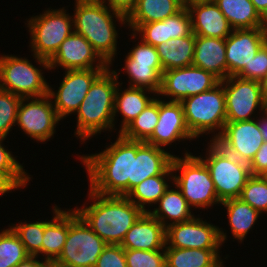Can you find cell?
I'll use <instances>...</instances> for the list:
<instances>
[{"label": "cell", "mask_w": 267, "mask_h": 267, "mask_svg": "<svg viewBox=\"0 0 267 267\" xmlns=\"http://www.w3.org/2000/svg\"><path fill=\"white\" fill-rule=\"evenodd\" d=\"M136 151L137 141L119 134L117 140L103 152L82 156L90 178V189L105 196H126L132 189Z\"/></svg>", "instance_id": "1"}, {"label": "cell", "mask_w": 267, "mask_h": 267, "mask_svg": "<svg viewBox=\"0 0 267 267\" xmlns=\"http://www.w3.org/2000/svg\"><path fill=\"white\" fill-rule=\"evenodd\" d=\"M89 195L94 202L75 209L78 215L107 244L121 245L128 230L144 212L126 196H105L91 189Z\"/></svg>", "instance_id": "2"}, {"label": "cell", "mask_w": 267, "mask_h": 267, "mask_svg": "<svg viewBox=\"0 0 267 267\" xmlns=\"http://www.w3.org/2000/svg\"><path fill=\"white\" fill-rule=\"evenodd\" d=\"M75 6L74 32L82 35L107 65L111 64L118 37L112 18L115 15L125 24L126 17L109 9L102 0H76Z\"/></svg>", "instance_id": "3"}, {"label": "cell", "mask_w": 267, "mask_h": 267, "mask_svg": "<svg viewBox=\"0 0 267 267\" xmlns=\"http://www.w3.org/2000/svg\"><path fill=\"white\" fill-rule=\"evenodd\" d=\"M109 66L95 79L77 112L76 135L83 141L114 127V101L119 74Z\"/></svg>", "instance_id": "4"}, {"label": "cell", "mask_w": 267, "mask_h": 267, "mask_svg": "<svg viewBox=\"0 0 267 267\" xmlns=\"http://www.w3.org/2000/svg\"><path fill=\"white\" fill-rule=\"evenodd\" d=\"M180 103L186 125L195 138L202 133L220 129L211 142L222 133L227 119L226 97L221 82L210 90L185 98Z\"/></svg>", "instance_id": "5"}, {"label": "cell", "mask_w": 267, "mask_h": 267, "mask_svg": "<svg viewBox=\"0 0 267 267\" xmlns=\"http://www.w3.org/2000/svg\"><path fill=\"white\" fill-rule=\"evenodd\" d=\"M172 171H181V175H172V180L181 191L189 206L206 208L221 203L209 170L205 163L193 155L185 153V157L173 156Z\"/></svg>", "instance_id": "6"}, {"label": "cell", "mask_w": 267, "mask_h": 267, "mask_svg": "<svg viewBox=\"0 0 267 267\" xmlns=\"http://www.w3.org/2000/svg\"><path fill=\"white\" fill-rule=\"evenodd\" d=\"M208 157H199L209 170L220 202L239 198L242 189L252 176L249 163L237 159L212 141Z\"/></svg>", "instance_id": "7"}, {"label": "cell", "mask_w": 267, "mask_h": 267, "mask_svg": "<svg viewBox=\"0 0 267 267\" xmlns=\"http://www.w3.org/2000/svg\"><path fill=\"white\" fill-rule=\"evenodd\" d=\"M66 14V10H48L40 16L31 18L28 22L31 33V48L34 57L40 65L49 67V60L59 49L60 44L72 31L73 18ZM72 21V22H71Z\"/></svg>", "instance_id": "8"}, {"label": "cell", "mask_w": 267, "mask_h": 267, "mask_svg": "<svg viewBox=\"0 0 267 267\" xmlns=\"http://www.w3.org/2000/svg\"><path fill=\"white\" fill-rule=\"evenodd\" d=\"M41 69L28 59L16 56L0 57V89L14 93L21 98L41 97L48 94L49 85Z\"/></svg>", "instance_id": "9"}, {"label": "cell", "mask_w": 267, "mask_h": 267, "mask_svg": "<svg viewBox=\"0 0 267 267\" xmlns=\"http://www.w3.org/2000/svg\"><path fill=\"white\" fill-rule=\"evenodd\" d=\"M108 244L78 216L68 228L57 263L68 267H94Z\"/></svg>", "instance_id": "10"}, {"label": "cell", "mask_w": 267, "mask_h": 267, "mask_svg": "<svg viewBox=\"0 0 267 267\" xmlns=\"http://www.w3.org/2000/svg\"><path fill=\"white\" fill-rule=\"evenodd\" d=\"M95 69L67 70L57 93L49 88L48 95L54 98L53 106L60 119L76 113L95 79L109 66L99 61Z\"/></svg>", "instance_id": "11"}, {"label": "cell", "mask_w": 267, "mask_h": 267, "mask_svg": "<svg viewBox=\"0 0 267 267\" xmlns=\"http://www.w3.org/2000/svg\"><path fill=\"white\" fill-rule=\"evenodd\" d=\"M226 234L218 227L208 224L200 218L168 224L166 227L165 247L180 249H219Z\"/></svg>", "instance_id": "12"}, {"label": "cell", "mask_w": 267, "mask_h": 267, "mask_svg": "<svg viewBox=\"0 0 267 267\" xmlns=\"http://www.w3.org/2000/svg\"><path fill=\"white\" fill-rule=\"evenodd\" d=\"M219 82L212 73L190 65L164 71L159 95L171 96L173 99L170 101L181 102L187 97L212 89Z\"/></svg>", "instance_id": "13"}, {"label": "cell", "mask_w": 267, "mask_h": 267, "mask_svg": "<svg viewBox=\"0 0 267 267\" xmlns=\"http://www.w3.org/2000/svg\"><path fill=\"white\" fill-rule=\"evenodd\" d=\"M30 98H22L18 113L16 117V123L20 128L30 137L40 142H45L50 139L54 132L55 126L61 119L57 115L55 107L50 96L47 94L41 97H34L30 102ZM27 100L29 103L24 102Z\"/></svg>", "instance_id": "14"}, {"label": "cell", "mask_w": 267, "mask_h": 267, "mask_svg": "<svg viewBox=\"0 0 267 267\" xmlns=\"http://www.w3.org/2000/svg\"><path fill=\"white\" fill-rule=\"evenodd\" d=\"M220 82L226 97L227 122L252 120L250 117L254 110L259 107L262 111L263 100L259 81L229 76Z\"/></svg>", "instance_id": "15"}, {"label": "cell", "mask_w": 267, "mask_h": 267, "mask_svg": "<svg viewBox=\"0 0 267 267\" xmlns=\"http://www.w3.org/2000/svg\"><path fill=\"white\" fill-rule=\"evenodd\" d=\"M237 159L250 163L264 143L257 121L226 122L222 133L214 140Z\"/></svg>", "instance_id": "16"}, {"label": "cell", "mask_w": 267, "mask_h": 267, "mask_svg": "<svg viewBox=\"0 0 267 267\" xmlns=\"http://www.w3.org/2000/svg\"><path fill=\"white\" fill-rule=\"evenodd\" d=\"M267 42V27L234 29L225 39L226 61L229 76H237L249 66L259 49Z\"/></svg>", "instance_id": "17"}, {"label": "cell", "mask_w": 267, "mask_h": 267, "mask_svg": "<svg viewBox=\"0 0 267 267\" xmlns=\"http://www.w3.org/2000/svg\"><path fill=\"white\" fill-rule=\"evenodd\" d=\"M195 138L189 131L183 107L177 101L159 100V119L152 133V136L146 143L161 148L180 139Z\"/></svg>", "instance_id": "18"}, {"label": "cell", "mask_w": 267, "mask_h": 267, "mask_svg": "<svg viewBox=\"0 0 267 267\" xmlns=\"http://www.w3.org/2000/svg\"><path fill=\"white\" fill-rule=\"evenodd\" d=\"M129 26L135 33L133 37L139 32L142 41L154 47L169 39L187 37L192 33L191 16L186 6L165 20Z\"/></svg>", "instance_id": "19"}, {"label": "cell", "mask_w": 267, "mask_h": 267, "mask_svg": "<svg viewBox=\"0 0 267 267\" xmlns=\"http://www.w3.org/2000/svg\"><path fill=\"white\" fill-rule=\"evenodd\" d=\"M96 59L103 61L82 35L73 32L60 44L59 49L48 62L49 69L55 68L58 64L67 71L95 69L93 62Z\"/></svg>", "instance_id": "20"}, {"label": "cell", "mask_w": 267, "mask_h": 267, "mask_svg": "<svg viewBox=\"0 0 267 267\" xmlns=\"http://www.w3.org/2000/svg\"><path fill=\"white\" fill-rule=\"evenodd\" d=\"M121 246L124 249L162 251L166 246V227L149 212H144L128 230Z\"/></svg>", "instance_id": "21"}, {"label": "cell", "mask_w": 267, "mask_h": 267, "mask_svg": "<svg viewBox=\"0 0 267 267\" xmlns=\"http://www.w3.org/2000/svg\"><path fill=\"white\" fill-rule=\"evenodd\" d=\"M173 155L164 149L137 141L136 157H133L132 188L148 177L155 175H172Z\"/></svg>", "instance_id": "22"}, {"label": "cell", "mask_w": 267, "mask_h": 267, "mask_svg": "<svg viewBox=\"0 0 267 267\" xmlns=\"http://www.w3.org/2000/svg\"><path fill=\"white\" fill-rule=\"evenodd\" d=\"M186 7L195 35L226 39L233 32L229 21L213 1L194 3Z\"/></svg>", "instance_id": "23"}, {"label": "cell", "mask_w": 267, "mask_h": 267, "mask_svg": "<svg viewBox=\"0 0 267 267\" xmlns=\"http://www.w3.org/2000/svg\"><path fill=\"white\" fill-rule=\"evenodd\" d=\"M225 39L195 35L192 65L212 73L220 81L228 77Z\"/></svg>", "instance_id": "24"}, {"label": "cell", "mask_w": 267, "mask_h": 267, "mask_svg": "<svg viewBox=\"0 0 267 267\" xmlns=\"http://www.w3.org/2000/svg\"><path fill=\"white\" fill-rule=\"evenodd\" d=\"M53 220L45 222L42 240V254L46 255L45 261H56L65 245L69 225L79 216L76 210L72 212L60 210L54 206Z\"/></svg>", "instance_id": "25"}, {"label": "cell", "mask_w": 267, "mask_h": 267, "mask_svg": "<svg viewBox=\"0 0 267 267\" xmlns=\"http://www.w3.org/2000/svg\"><path fill=\"white\" fill-rule=\"evenodd\" d=\"M195 34L187 37L172 38L157 45L159 59L163 71L183 68L193 63Z\"/></svg>", "instance_id": "26"}, {"label": "cell", "mask_w": 267, "mask_h": 267, "mask_svg": "<svg viewBox=\"0 0 267 267\" xmlns=\"http://www.w3.org/2000/svg\"><path fill=\"white\" fill-rule=\"evenodd\" d=\"M234 29L266 27V21L256 11L251 0L213 1Z\"/></svg>", "instance_id": "27"}, {"label": "cell", "mask_w": 267, "mask_h": 267, "mask_svg": "<svg viewBox=\"0 0 267 267\" xmlns=\"http://www.w3.org/2000/svg\"><path fill=\"white\" fill-rule=\"evenodd\" d=\"M219 249L165 247L166 267H224Z\"/></svg>", "instance_id": "28"}, {"label": "cell", "mask_w": 267, "mask_h": 267, "mask_svg": "<svg viewBox=\"0 0 267 267\" xmlns=\"http://www.w3.org/2000/svg\"><path fill=\"white\" fill-rule=\"evenodd\" d=\"M184 7L180 0H137L135 9L126 18L128 25L157 22L175 15Z\"/></svg>", "instance_id": "29"}, {"label": "cell", "mask_w": 267, "mask_h": 267, "mask_svg": "<svg viewBox=\"0 0 267 267\" xmlns=\"http://www.w3.org/2000/svg\"><path fill=\"white\" fill-rule=\"evenodd\" d=\"M159 208L149 213L155 217L164 227L168 226L165 219H171L174 223H180L192 219L190 206L179 189H167L164 195L158 200Z\"/></svg>", "instance_id": "30"}, {"label": "cell", "mask_w": 267, "mask_h": 267, "mask_svg": "<svg viewBox=\"0 0 267 267\" xmlns=\"http://www.w3.org/2000/svg\"><path fill=\"white\" fill-rule=\"evenodd\" d=\"M152 92L144 88L130 87L125 89L124 92L120 93L117 86L114 101V117L117 112L120 111L123 116V121L121 125V133L154 99L146 96V92Z\"/></svg>", "instance_id": "31"}, {"label": "cell", "mask_w": 267, "mask_h": 267, "mask_svg": "<svg viewBox=\"0 0 267 267\" xmlns=\"http://www.w3.org/2000/svg\"><path fill=\"white\" fill-rule=\"evenodd\" d=\"M220 204L227 209L233 236L243 241L250 228L257 221L260 213L240 198L228 199Z\"/></svg>", "instance_id": "32"}, {"label": "cell", "mask_w": 267, "mask_h": 267, "mask_svg": "<svg viewBox=\"0 0 267 267\" xmlns=\"http://www.w3.org/2000/svg\"><path fill=\"white\" fill-rule=\"evenodd\" d=\"M124 70L131 78L130 87L144 88L159 95L164 72L162 65L134 64V60L127 55Z\"/></svg>", "instance_id": "33"}, {"label": "cell", "mask_w": 267, "mask_h": 267, "mask_svg": "<svg viewBox=\"0 0 267 267\" xmlns=\"http://www.w3.org/2000/svg\"><path fill=\"white\" fill-rule=\"evenodd\" d=\"M158 119L159 98H156L120 134L129 140L146 142L152 136Z\"/></svg>", "instance_id": "34"}, {"label": "cell", "mask_w": 267, "mask_h": 267, "mask_svg": "<svg viewBox=\"0 0 267 267\" xmlns=\"http://www.w3.org/2000/svg\"><path fill=\"white\" fill-rule=\"evenodd\" d=\"M165 176L169 175H155L148 177L140 184L133 187L126 195V197L137 205L143 212H149L145 209V204L156 203L164 195L165 191L170 188L165 181ZM137 201H136V200Z\"/></svg>", "instance_id": "35"}, {"label": "cell", "mask_w": 267, "mask_h": 267, "mask_svg": "<svg viewBox=\"0 0 267 267\" xmlns=\"http://www.w3.org/2000/svg\"><path fill=\"white\" fill-rule=\"evenodd\" d=\"M28 257L30 255L11 228L0 233V267H15Z\"/></svg>", "instance_id": "36"}, {"label": "cell", "mask_w": 267, "mask_h": 267, "mask_svg": "<svg viewBox=\"0 0 267 267\" xmlns=\"http://www.w3.org/2000/svg\"><path fill=\"white\" fill-rule=\"evenodd\" d=\"M19 237L30 256L42 254V240L44 235L45 221L24 223L10 227Z\"/></svg>", "instance_id": "37"}, {"label": "cell", "mask_w": 267, "mask_h": 267, "mask_svg": "<svg viewBox=\"0 0 267 267\" xmlns=\"http://www.w3.org/2000/svg\"><path fill=\"white\" fill-rule=\"evenodd\" d=\"M239 198L260 214L267 212V180L261 175H252L243 187Z\"/></svg>", "instance_id": "38"}, {"label": "cell", "mask_w": 267, "mask_h": 267, "mask_svg": "<svg viewBox=\"0 0 267 267\" xmlns=\"http://www.w3.org/2000/svg\"><path fill=\"white\" fill-rule=\"evenodd\" d=\"M21 97L0 89V137L6 138L16 123Z\"/></svg>", "instance_id": "39"}, {"label": "cell", "mask_w": 267, "mask_h": 267, "mask_svg": "<svg viewBox=\"0 0 267 267\" xmlns=\"http://www.w3.org/2000/svg\"><path fill=\"white\" fill-rule=\"evenodd\" d=\"M4 137H0V172H2L17 188L25 187L30 177L23 170V166L15 160L13 155L2 145Z\"/></svg>", "instance_id": "40"}, {"label": "cell", "mask_w": 267, "mask_h": 267, "mask_svg": "<svg viewBox=\"0 0 267 267\" xmlns=\"http://www.w3.org/2000/svg\"><path fill=\"white\" fill-rule=\"evenodd\" d=\"M127 267H166L165 250L125 249Z\"/></svg>", "instance_id": "41"}, {"label": "cell", "mask_w": 267, "mask_h": 267, "mask_svg": "<svg viewBox=\"0 0 267 267\" xmlns=\"http://www.w3.org/2000/svg\"><path fill=\"white\" fill-rule=\"evenodd\" d=\"M267 72V42L259 49L255 57L249 63V66H244V69L237 77L247 80L259 81Z\"/></svg>", "instance_id": "42"}, {"label": "cell", "mask_w": 267, "mask_h": 267, "mask_svg": "<svg viewBox=\"0 0 267 267\" xmlns=\"http://www.w3.org/2000/svg\"><path fill=\"white\" fill-rule=\"evenodd\" d=\"M94 267H127L125 249L121 245L108 244Z\"/></svg>", "instance_id": "43"}, {"label": "cell", "mask_w": 267, "mask_h": 267, "mask_svg": "<svg viewBox=\"0 0 267 267\" xmlns=\"http://www.w3.org/2000/svg\"><path fill=\"white\" fill-rule=\"evenodd\" d=\"M128 55L134 60V64L161 65L156 48L142 40Z\"/></svg>", "instance_id": "44"}, {"label": "cell", "mask_w": 267, "mask_h": 267, "mask_svg": "<svg viewBox=\"0 0 267 267\" xmlns=\"http://www.w3.org/2000/svg\"><path fill=\"white\" fill-rule=\"evenodd\" d=\"M252 175H262L267 169V142H264L249 163Z\"/></svg>", "instance_id": "45"}, {"label": "cell", "mask_w": 267, "mask_h": 267, "mask_svg": "<svg viewBox=\"0 0 267 267\" xmlns=\"http://www.w3.org/2000/svg\"><path fill=\"white\" fill-rule=\"evenodd\" d=\"M104 3L106 0H102ZM108 7L126 18L135 9L137 0H108Z\"/></svg>", "instance_id": "46"}, {"label": "cell", "mask_w": 267, "mask_h": 267, "mask_svg": "<svg viewBox=\"0 0 267 267\" xmlns=\"http://www.w3.org/2000/svg\"><path fill=\"white\" fill-rule=\"evenodd\" d=\"M256 11L267 22V0H251Z\"/></svg>", "instance_id": "47"}, {"label": "cell", "mask_w": 267, "mask_h": 267, "mask_svg": "<svg viewBox=\"0 0 267 267\" xmlns=\"http://www.w3.org/2000/svg\"><path fill=\"white\" fill-rule=\"evenodd\" d=\"M17 188L2 172H0V195Z\"/></svg>", "instance_id": "48"}, {"label": "cell", "mask_w": 267, "mask_h": 267, "mask_svg": "<svg viewBox=\"0 0 267 267\" xmlns=\"http://www.w3.org/2000/svg\"><path fill=\"white\" fill-rule=\"evenodd\" d=\"M43 261L36 260V256H30L15 267H39Z\"/></svg>", "instance_id": "49"}, {"label": "cell", "mask_w": 267, "mask_h": 267, "mask_svg": "<svg viewBox=\"0 0 267 267\" xmlns=\"http://www.w3.org/2000/svg\"><path fill=\"white\" fill-rule=\"evenodd\" d=\"M261 96L263 101H267V72L265 75L259 80Z\"/></svg>", "instance_id": "50"}, {"label": "cell", "mask_w": 267, "mask_h": 267, "mask_svg": "<svg viewBox=\"0 0 267 267\" xmlns=\"http://www.w3.org/2000/svg\"><path fill=\"white\" fill-rule=\"evenodd\" d=\"M258 126L264 142H267V118L263 116L262 119H258Z\"/></svg>", "instance_id": "51"}, {"label": "cell", "mask_w": 267, "mask_h": 267, "mask_svg": "<svg viewBox=\"0 0 267 267\" xmlns=\"http://www.w3.org/2000/svg\"><path fill=\"white\" fill-rule=\"evenodd\" d=\"M214 0H186V6L199 2H212Z\"/></svg>", "instance_id": "52"}, {"label": "cell", "mask_w": 267, "mask_h": 267, "mask_svg": "<svg viewBox=\"0 0 267 267\" xmlns=\"http://www.w3.org/2000/svg\"><path fill=\"white\" fill-rule=\"evenodd\" d=\"M262 111L267 118V101H263Z\"/></svg>", "instance_id": "53"}, {"label": "cell", "mask_w": 267, "mask_h": 267, "mask_svg": "<svg viewBox=\"0 0 267 267\" xmlns=\"http://www.w3.org/2000/svg\"><path fill=\"white\" fill-rule=\"evenodd\" d=\"M50 267H68V266L61 265V264L57 263L56 261H51Z\"/></svg>", "instance_id": "54"}, {"label": "cell", "mask_w": 267, "mask_h": 267, "mask_svg": "<svg viewBox=\"0 0 267 267\" xmlns=\"http://www.w3.org/2000/svg\"><path fill=\"white\" fill-rule=\"evenodd\" d=\"M39 267H50V262L44 261Z\"/></svg>", "instance_id": "55"}, {"label": "cell", "mask_w": 267, "mask_h": 267, "mask_svg": "<svg viewBox=\"0 0 267 267\" xmlns=\"http://www.w3.org/2000/svg\"><path fill=\"white\" fill-rule=\"evenodd\" d=\"M264 179L267 180V169L264 171V173L261 175Z\"/></svg>", "instance_id": "56"}, {"label": "cell", "mask_w": 267, "mask_h": 267, "mask_svg": "<svg viewBox=\"0 0 267 267\" xmlns=\"http://www.w3.org/2000/svg\"><path fill=\"white\" fill-rule=\"evenodd\" d=\"M184 6H186V0H180Z\"/></svg>", "instance_id": "57"}]
</instances>
